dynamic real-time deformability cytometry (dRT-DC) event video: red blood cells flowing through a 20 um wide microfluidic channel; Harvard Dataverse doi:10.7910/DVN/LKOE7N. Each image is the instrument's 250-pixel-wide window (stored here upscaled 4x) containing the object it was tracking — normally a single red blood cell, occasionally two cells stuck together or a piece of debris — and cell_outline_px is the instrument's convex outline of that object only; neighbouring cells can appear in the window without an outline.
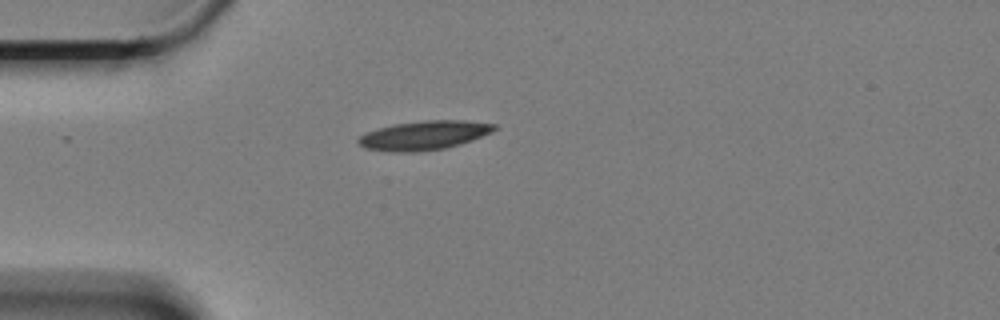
{"species": "Egyptian fruit bat (a non-hibernating species)", "species_latin": "Rousettus aegyptiacus", "temperature_condition": "cold", "stored_images_in_passage": 45, "camera_frame_rate_fps": 3000, "um_per_image_px": 0.085, "animal": {"sex": "female"}, "frame": {"image": 1, "passage_image": 1, "time_ms": 0.0, "image_size_px": [1000, 320], "cell_outline_px": [[496, 128], [492, 132], [460, 144], [444, 148], [420, 152], [392, 152], [364, 148], [356, 140], [360, 136], [368, 132], [380, 128], [396, 124], [428, 120], [464, 120], [496, 124]], "centroid_in_image_um": [36.05, 11.51], "position_along_channel_um": 48.9, "area_um2": 22.77}}
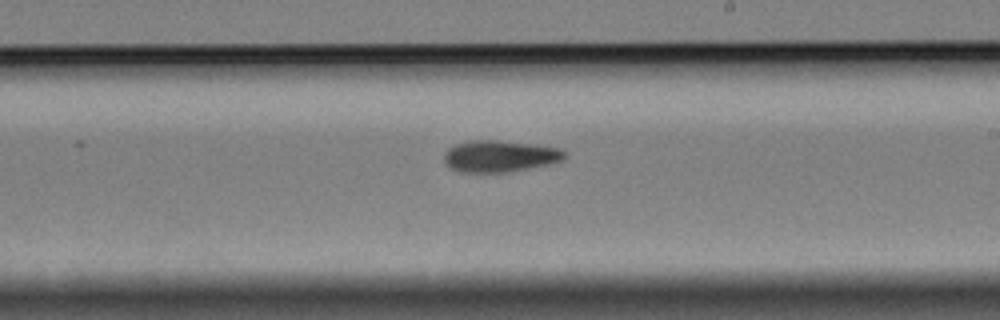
{"frame": {"image": 2, "passage_image": 20, "time_ms": 6.333, "image_size_px": [1000, 320], "cell_outline_px": [[564, 156], [560, 160], [548, 164], [504, 172], [460, 172], [448, 168], [444, 164], [444, 152], [452, 144], [472, 140], [496, 140], [560, 148], [564, 152]], "centroid_in_image_um": [42.35, 13.27], "position_along_channel_um": 246.7, "area_um2": 21.96}}
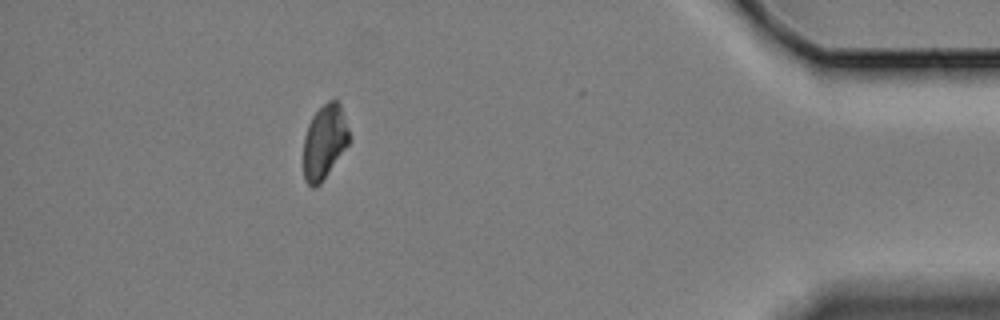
{"frame": {"image": 3, "passage_image": 39, "time_ms": 12.667, "image_size_px": [1000, 320], "cell_outline_px": [[348, 144], [320, 184], [316, 188], [312, 188], [304, 180], [304, 136], [308, 124], [312, 116], [328, 100], [336, 100], [340, 104], [348, 128]], "centroid_in_image_um": [27.55, 12.07], "position_along_channel_um": 407.6, "area_um2": 19.48}}